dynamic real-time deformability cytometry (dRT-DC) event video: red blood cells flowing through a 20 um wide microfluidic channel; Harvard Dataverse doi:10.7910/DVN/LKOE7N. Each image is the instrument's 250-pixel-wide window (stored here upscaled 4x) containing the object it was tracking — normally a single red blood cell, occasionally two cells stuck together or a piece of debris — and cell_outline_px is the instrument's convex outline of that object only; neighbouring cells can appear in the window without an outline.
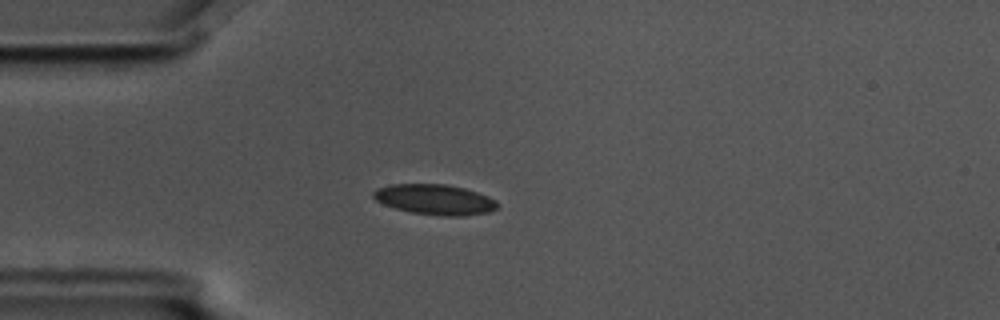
{"species": "common noctule bat (a hibernating species)", "species_latin": "Nyctalus noctula", "temperature_condition": "cold", "stored_images_in_passage": 4, "camera_frame_rate_fps": 3000, "um_per_image_px": 0.085, "animal": {"sex": "male", "body_mass_g": 17.5, "forearm_length_mm": 52.3}, "frame": {"image": 1, "passage_image": 4, "time_ms": 1.0, "image_size_px": [1000, 320], "cell_outline_px": [[500, 204], [496, 208], [488, 212], [460, 216], [448, 216], [412, 212], [396, 208], [384, 204], [376, 200], [372, 196], [372, 192], [376, 188], [392, 184], [444, 184], [464, 188], [488, 196], [496, 200]], "centroid_in_image_um": [36.96, 16.95], "position_along_channel_um": 48.0, "area_um2": 21.73}}